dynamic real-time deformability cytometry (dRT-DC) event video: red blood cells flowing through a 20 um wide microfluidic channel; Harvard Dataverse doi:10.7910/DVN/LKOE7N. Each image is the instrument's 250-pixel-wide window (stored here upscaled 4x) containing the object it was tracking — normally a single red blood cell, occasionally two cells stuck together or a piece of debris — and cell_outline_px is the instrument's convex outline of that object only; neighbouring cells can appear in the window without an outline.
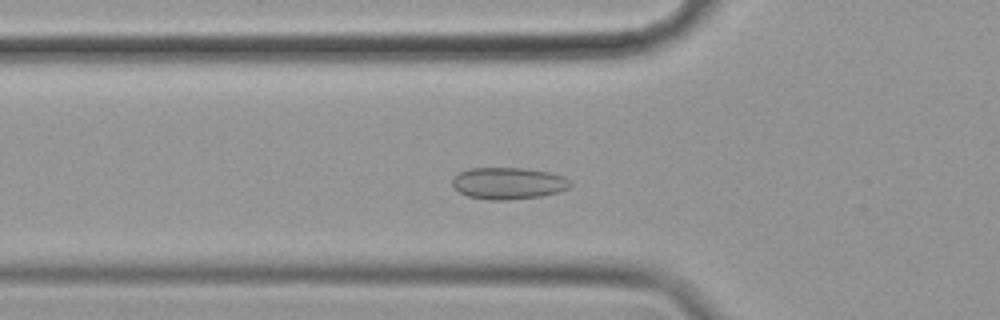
{"species": "common noctule bat (a hibernating species)", "species_latin": "Nyctalus noctula", "temperature_condition": "cold", "stored_images_in_passage": 56, "camera_frame_rate_fps": 3000, "um_per_image_px": 0.085, "animal": {"sex": "female", "body_mass_g": 19.9}, "frame": {"image": 1, "passage_image": 18, "time_ms": 5.667, "image_size_px": [1000, 320], "cell_outline_px": [[572, 184], [568, 188], [560, 192], [540, 196], [508, 200], [488, 200], [468, 196], [460, 192], [452, 184], [452, 180], [460, 172], [468, 168], [524, 168], [548, 172], [564, 176]], "centroid_in_image_um": [43.22, 15.58], "position_along_channel_um": 82.6, "area_um2": 21.79}}
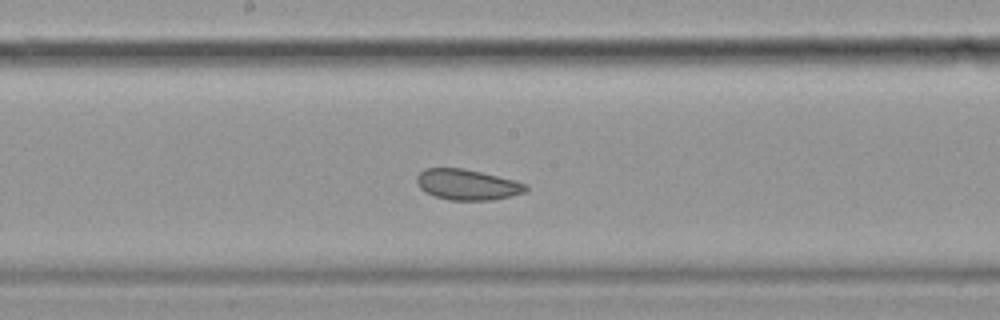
{"frame": {"image": 2, "passage_image": 29, "time_ms": 9.333, "image_size_px": [1000, 320], "cell_outline_px": [[528, 188], [524, 192], [508, 196], [488, 200], [448, 200], [424, 192], [420, 188], [416, 180], [416, 176], [424, 168], [464, 168], [516, 180], [528, 184]], "centroid_in_image_um": [39.7, 15.68], "position_along_channel_um": 208.5, "area_um2": 19.48}}
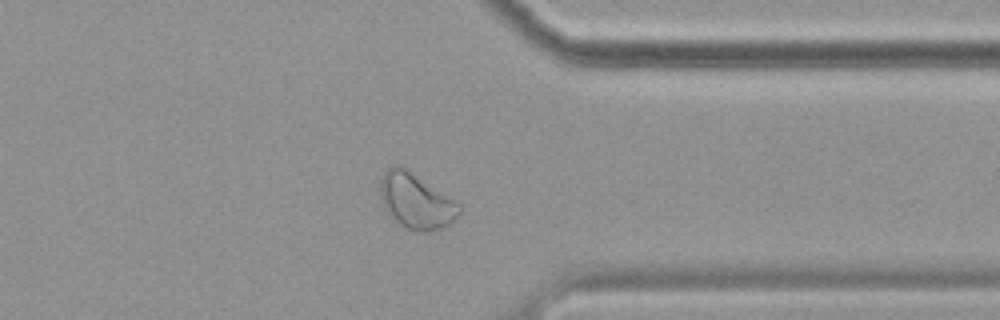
{"frame": {"image": 3, "passage_image": 44, "time_ms": 14.333, "image_size_px": [1000, 320], "cell_outline_px": [[464, 208], [448, 224], [440, 228], [428, 232], [420, 232], [396, 224], [388, 216], [380, 200], [380, 180], [384, 172], [392, 164], [396, 164], [404, 168], [448, 196], [460, 204]], "centroid_in_image_um": [35.3, 17.11], "position_along_channel_um": 376.1, "area_um2": 25.37}, "authors_computed_cell_mechanics": {"area_um2": 22.5998, "velocity_mm_per_s": 3.4282, "shape_relaxation_time_tau1_ms": null, "shape_relaxation_time_tau2_ms": 1.8692, "deformation_change_tau1": null, "deformation_change_tau2": 0.0662}}